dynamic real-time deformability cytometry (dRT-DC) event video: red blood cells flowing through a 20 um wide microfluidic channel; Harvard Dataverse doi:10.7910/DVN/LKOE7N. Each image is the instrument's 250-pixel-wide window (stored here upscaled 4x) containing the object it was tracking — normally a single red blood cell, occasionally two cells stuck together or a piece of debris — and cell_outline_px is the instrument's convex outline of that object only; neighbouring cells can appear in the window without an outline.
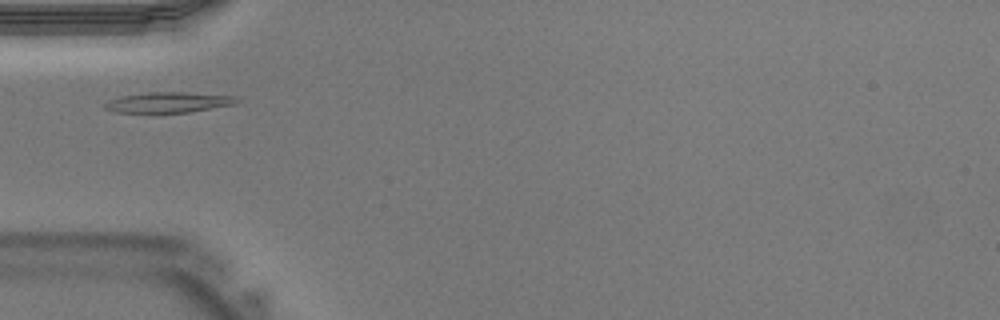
{"species": "Egyptian fruit bat (a non-hibernating species)", "species_latin": "Rousettus aegyptiacus", "temperature_condition": "warm", "stored_images_in_passage": 34, "segment_of_instrument_passage": [1, 2], "camera_frame_rate_fps": 3000, "um_per_image_px": 0.085, "animal": {"sex": "male"}, "frame": {"image": 1, "passage_image": 6, "time_ms": 1.667, "image_size_px": [1000, 320], "cell_outline_px": [[240, 100], [236, 104], [188, 112], [116, 112], [104, 108], [104, 104], [108, 100], [120, 96], [148, 92], [184, 92], [236, 96]], "centroid_in_image_um": [14.33, 8.69], "position_along_channel_um": 70.7, "area_um2": 15.66}}
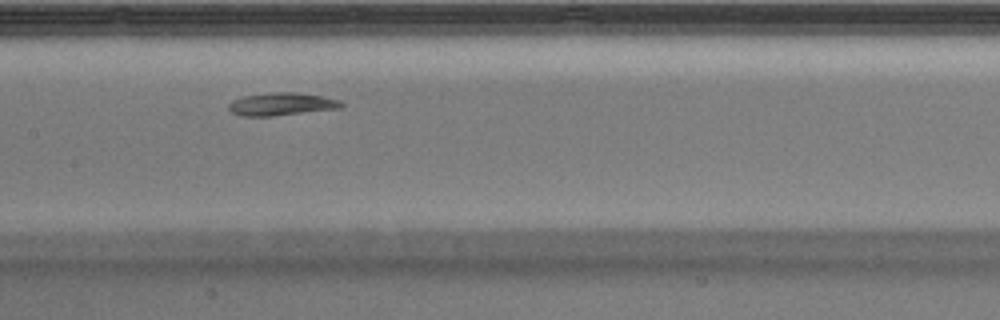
{"frame": {"image": 2, "passage_image": 13, "time_ms": 4.0, "image_size_px": [1000, 320], "cell_outline_px": [[344, 104], [340, 108], [272, 116], [240, 116], [232, 112], [228, 108], [228, 104], [232, 100], [244, 96], [272, 92], [296, 92], [320, 96], [340, 100]], "centroid_in_image_um": [23.9, 8.85], "position_along_channel_um": 183.5, "area_um2": 14.85}}
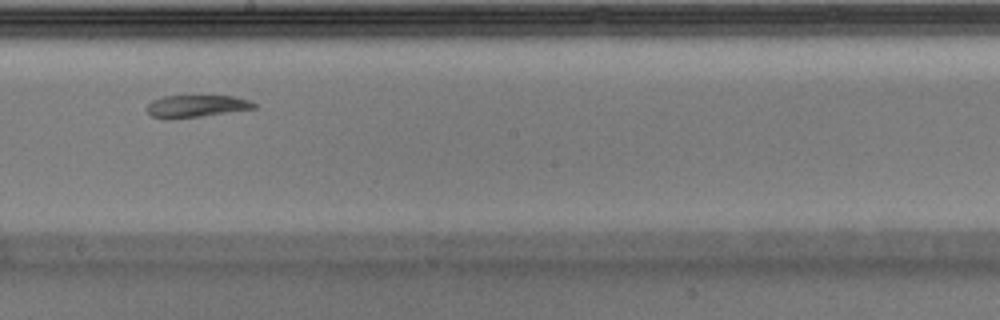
{"frame": {"image": 3, "passage_image": 16, "time_ms": 5.0, "image_size_px": [1000, 320], "cell_outline_px": [[256, 108], [200, 116], [168, 120], [152, 116], [144, 108], [152, 100], [164, 96], [232, 96], [252, 100], [256, 104]], "centroid_in_image_um": [16.65, 9.02], "position_along_channel_um": 231.5, "area_um2": 13.93}}